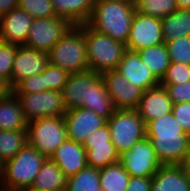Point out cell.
<instances>
[{
  "mask_svg": "<svg viewBox=\"0 0 190 191\" xmlns=\"http://www.w3.org/2000/svg\"><path fill=\"white\" fill-rule=\"evenodd\" d=\"M66 110L80 107L96 112L108 120L115 112L111 96L100 73L86 71L70 74L62 89Z\"/></svg>",
  "mask_w": 190,
  "mask_h": 191,
  "instance_id": "obj_1",
  "label": "cell"
},
{
  "mask_svg": "<svg viewBox=\"0 0 190 191\" xmlns=\"http://www.w3.org/2000/svg\"><path fill=\"white\" fill-rule=\"evenodd\" d=\"M146 138L150 139L163 165H179L186 156L190 135L185 133L172 112L146 124Z\"/></svg>",
  "mask_w": 190,
  "mask_h": 191,
  "instance_id": "obj_2",
  "label": "cell"
},
{
  "mask_svg": "<svg viewBox=\"0 0 190 191\" xmlns=\"http://www.w3.org/2000/svg\"><path fill=\"white\" fill-rule=\"evenodd\" d=\"M135 12V5L126 1L96 0L86 24L126 45Z\"/></svg>",
  "mask_w": 190,
  "mask_h": 191,
  "instance_id": "obj_3",
  "label": "cell"
},
{
  "mask_svg": "<svg viewBox=\"0 0 190 191\" xmlns=\"http://www.w3.org/2000/svg\"><path fill=\"white\" fill-rule=\"evenodd\" d=\"M46 157L28 143L0 171V191H24L31 188Z\"/></svg>",
  "mask_w": 190,
  "mask_h": 191,
  "instance_id": "obj_4",
  "label": "cell"
},
{
  "mask_svg": "<svg viewBox=\"0 0 190 191\" xmlns=\"http://www.w3.org/2000/svg\"><path fill=\"white\" fill-rule=\"evenodd\" d=\"M49 64L69 74L89 71L84 24L73 26L48 52Z\"/></svg>",
  "mask_w": 190,
  "mask_h": 191,
  "instance_id": "obj_5",
  "label": "cell"
},
{
  "mask_svg": "<svg viewBox=\"0 0 190 191\" xmlns=\"http://www.w3.org/2000/svg\"><path fill=\"white\" fill-rule=\"evenodd\" d=\"M84 36L89 70L101 74L108 70L117 69L126 50V45L95 31L87 24H84Z\"/></svg>",
  "mask_w": 190,
  "mask_h": 191,
  "instance_id": "obj_6",
  "label": "cell"
},
{
  "mask_svg": "<svg viewBox=\"0 0 190 191\" xmlns=\"http://www.w3.org/2000/svg\"><path fill=\"white\" fill-rule=\"evenodd\" d=\"M67 139L63 116L44 117L27 125V140L39 153L50 158Z\"/></svg>",
  "mask_w": 190,
  "mask_h": 191,
  "instance_id": "obj_7",
  "label": "cell"
},
{
  "mask_svg": "<svg viewBox=\"0 0 190 191\" xmlns=\"http://www.w3.org/2000/svg\"><path fill=\"white\" fill-rule=\"evenodd\" d=\"M111 142L119 154L146 137V124L136 110H115L107 120Z\"/></svg>",
  "mask_w": 190,
  "mask_h": 191,
  "instance_id": "obj_8",
  "label": "cell"
},
{
  "mask_svg": "<svg viewBox=\"0 0 190 191\" xmlns=\"http://www.w3.org/2000/svg\"><path fill=\"white\" fill-rule=\"evenodd\" d=\"M27 122L44 117L64 116L66 108L62 92L48 90L36 93H15Z\"/></svg>",
  "mask_w": 190,
  "mask_h": 191,
  "instance_id": "obj_9",
  "label": "cell"
},
{
  "mask_svg": "<svg viewBox=\"0 0 190 191\" xmlns=\"http://www.w3.org/2000/svg\"><path fill=\"white\" fill-rule=\"evenodd\" d=\"M73 26L58 16L33 18L25 46L48 53Z\"/></svg>",
  "mask_w": 190,
  "mask_h": 191,
  "instance_id": "obj_10",
  "label": "cell"
},
{
  "mask_svg": "<svg viewBox=\"0 0 190 191\" xmlns=\"http://www.w3.org/2000/svg\"><path fill=\"white\" fill-rule=\"evenodd\" d=\"M119 162L130 176L142 178L152 177L163 165L146 137L120 154Z\"/></svg>",
  "mask_w": 190,
  "mask_h": 191,
  "instance_id": "obj_11",
  "label": "cell"
},
{
  "mask_svg": "<svg viewBox=\"0 0 190 191\" xmlns=\"http://www.w3.org/2000/svg\"><path fill=\"white\" fill-rule=\"evenodd\" d=\"M165 43L161 19L135 12L126 49L139 51L154 45Z\"/></svg>",
  "mask_w": 190,
  "mask_h": 191,
  "instance_id": "obj_12",
  "label": "cell"
},
{
  "mask_svg": "<svg viewBox=\"0 0 190 191\" xmlns=\"http://www.w3.org/2000/svg\"><path fill=\"white\" fill-rule=\"evenodd\" d=\"M106 89L111 96L113 105L117 110H136L143 90L115 70L101 73Z\"/></svg>",
  "mask_w": 190,
  "mask_h": 191,
  "instance_id": "obj_13",
  "label": "cell"
},
{
  "mask_svg": "<svg viewBox=\"0 0 190 191\" xmlns=\"http://www.w3.org/2000/svg\"><path fill=\"white\" fill-rule=\"evenodd\" d=\"M64 117L67 138L83 144L87 137L107 124L96 112L80 107L66 111Z\"/></svg>",
  "mask_w": 190,
  "mask_h": 191,
  "instance_id": "obj_14",
  "label": "cell"
},
{
  "mask_svg": "<svg viewBox=\"0 0 190 191\" xmlns=\"http://www.w3.org/2000/svg\"><path fill=\"white\" fill-rule=\"evenodd\" d=\"M48 65V53L37 51L25 45L17 46L11 74V89L21 80L41 74Z\"/></svg>",
  "mask_w": 190,
  "mask_h": 191,
  "instance_id": "obj_15",
  "label": "cell"
},
{
  "mask_svg": "<svg viewBox=\"0 0 190 191\" xmlns=\"http://www.w3.org/2000/svg\"><path fill=\"white\" fill-rule=\"evenodd\" d=\"M130 84H134L143 91L160 85V81L141 60L137 51L126 49L116 69Z\"/></svg>",
  "mask_w": 190,
  "mask_h": 191,
  "instance_id": "obj_16",
  "label": "cell"
},
{
  "mask_svg": "<svg viewBox=\"0 0 190 191\" xmlns=\"http://www.w3.org/2000/svg\"><path fill=\"white\" fill-rule=\"evenodd\" d=\"M33 18L24 10L13 9L0 17V41L17 46L25 45Z\"/></svg>",
  "mask_w": 190,
  "mask_h": 191,
  "instance_id": "obj_17",
  "label": "cell"
},
{
  "mask_svg": "<svg viewBox=\"0 0 190 191\" xmlns=\"http://www.w3.org/2000/svg\"><path fill=\"white\" fill-rule=\"evenodd\" d=\"M173 103L164 86H157L143 92L136 111L145 124L172 112Z\"/></svg>",
  "mask_w": 190,
  "mask_h": 191,
  "instance_id": "obj_18",
  "label": "cell"
},
{
  "mask_svg": "<svg viewBox=\"0 0 190 191\" xmlns=\"http://www.w3.org/2000/svg\"><path fill=\"white\" fill-rule=\"evenodd\" d=\"M68 178L87 166L83 144L66 139L50 157Z\"/></svg>",
  "mask_w": 190,
  "mask_h": 191,
  "instance_id": "obj_19",
  "label": "cell"
},
{
  "mask_svg": "<svg viewBox=\"0 0 190 191\" xmlns=\"http://www.w3.org/2000/svg\"><path fill=\"white\" fill-rule=\"evenodd\" d=\"M151 191H190V181L179 165H162L152 176Z\"/></svg>",
  "mask_w": 190,
  "mask_h": 191,
  "instance_id": "obj_20",
  "label": "cell"
},
{
  "mask_svg": "<svg viewBox=\"0 0 190 191\" xmlns=\"http://www.w3.org/2000/svg\"><path fill=\"white\" fill-rule=\"evenodd\" d=\"M56 16L74 26L86 24L96 0H51Z\"/></svg>",
  "mask_w": 190,
  "mask_h": 191,
  "instance_id": "obj_21",
  "label": "cell"
},
{
  "mask_svg": "<svg viewBox=\"0 0 190 191\" xmlns=\"http://www.w3.org/2000/svg\"><path fill=\"white\" fill-rule=\"evenodd\" d=\"M27 125L20 101L12 91L0 100V130L27 129Z\"/></svg>",
  "mask_w": 190,
  "mask_h": 191,
  "instance_id": "obj_22",
  "label": "cell"
},
{
  "mask_svg": "<svg viewBox=\"0 0 190 191\" xmlns=\"http://www.w3.org/2000/svg\"><path fill=\"white\" fill-rule=\"evenodd\" d=\"M66 184L65 174L51 158H46L30 189L36 191L65 190Z\"/></svg>",
  "mask_w": 190,
  "mask_h": 191,
  "instance_id": "obj_23",
  "label": "cell"
},
{
  "mask_svg": "<svg viewBox=\"0 0 190 191\" xmlns=\"http://www.w3.org/2000/svg\"><path fill=\"white\" fill-rule=\"evenodd\" d=\"M145 66L161 81L170 66V58L165 43L137 51Z\"/></svg>",
  "mask_w": 190,
  "mask_h": 191,
  "instance_id": "obj_24",
  "label": "cell"
},
{
  "mask_svg": "<svg viewBox=\"0 0 190 191\" xmlns=\"http://www.w3.org/2000/svg\"><path fill=\"white\" fill-rule=\"evenodd\" d=\"M165 42L190 36V9H178L161 19Z\"/></svg>",
  "mask_w": 190,
  "mask_h": 191,
  "instance_id": "obj_25",
  "label": "cell"
},
{
  "mask_svg": "<svg viewBox=\"0 0 190 191\" xmlns=\"http://www.w3.org/2000/svg\"><path fill=\"white\" fill-rule=\"evenodd\" d=\"M86 150L87 166L97 169L119 162L120 154L112 142L83 144Z\"/></svg>",
  "mask_w": 190,
  "mask_h": 191,
  "instance_id": "obj_26",
  "label": "cell"
},
{
  "mask_svg": "<svg viewBox=\"0 0 190 191\" xmlns=\"http://www.w3.org/2000/svg\"><path fill=\"white\" fill-rule=\"evenodd\" d=\"M130 177L120 162L99 169L100 187L104 191H126Z\"/></svg>",
  "mask_w": 190,
  "mask_h": 191,
  "instance_id": "obj_27",
  "label": "cell"
},
{
  "mask_svg": "<svg viewBox=\"0 0 190 191\" xmlns=\"http://www.w3.org/2000/svg\"><path fill=\"white\" fill-rule=\"evenodd\" d=\"M27 143V129L0 130V164L12 159Z\"/></svg>",
  "mask_w": 190,
  "mask_h": 191,
  "instance_id": "obj_28",
  "label": "cell"
},
{
  "mask_svg": "<svg viewBox=\"0 0 190 191\" xmlns=\"http://www.w3.org/2000/svg\"><path fill=\"white\" fill-rule=\"evenodd\" d=\"M65 191H104L100 187L99 169L86 166L68 177Z\"/></svg>",
  "mask_w": 190,
  "mask_h": 191,
  "instance_id": "obj_29",
  "label": "cell"
},
{
  "mask_svg": "<svg viewBox=\"0 0 190 191\" xmlns=\"http://www.w3.org/2000/svg\"><path fill=\"white\" fill-rule=\"evenodd\" d=\"M135 10L159 19L178 10L177 0H137Z\"/></svg>",
  "mask_w": 190,
  "mask_h": 191,
  "instance_id": "obj_30",
  "label": "cell"
},
{
  "mask_svg": "<svg viewBox=\"0 0 190 191\" xmlns=\"http://www.w3.org/2000/svg\"><path fill=\"white\" fill-rule=\"evenodd\" d=\"M171 62L190 66V36L165 42Z\"/></svg>",
  "mask_w": 190,
  "mask_h": 191,
  "instance_id": "obj_31",
  "label": "cell"
},
{
  "mask_svg": "<svg viewBox=\"0 0 190 191\" xmlns=\"http://www.w3.org/2000/svg\"><path fill=\"white\" fill-rule=\"evenodd\" d=\"M18 8L27 12L32 18L56 16L51 0H18Z\"/></svg>",
  "mask_w": 190,
  "mask_h": 191,
  "instance_id": "obj_32",
  "label": "cell"
},
{
  "mask_svg": "<svg viewBox=\"0 0 190 191\" xmlns=\"http://www.w3.org/2000/svg\"><path fill=\"white\" fill-rule=\"evenodd\" d=\"M17 45L0 41V78L9 83L11 87V74Z\"/></svg>",
  "mask_w": 190,
  "mask_h": 191,
  "instance_id": "obj_33",
  "label": "cell"
},
{
  "mask_svg": "<svg viewBox=\"0 0 190 191\" xmlns=\"http://www.w3.org/2000/svg\"><path fill=\"white\" fill-rule=\"evenodd\" d=\"M69 75L67 71L62 70L60 67L49 64L45 69V86H47V91L62 92Z\"/></svg>",
  "mask_w": 190,
  "mask_h": 191,
  "instance_id": "obj_34",
  "label": "cell"
},
{
  "mask_svg": "<svg viewBox=\"0 0 190 191\" xmlns=\"http://www.w3.org/2000/svg\"><path fill=\"white\" fill-rule=\"evenodd\" d=\"M190 81V66L171 62L160 84H182Z\"/></svg>",
  "mask_w": 190,
  "mask_h": 191,
  "instance_id": "obj_35",
  "label": "cell"
},
{
  "mask_svg": "<svg viewBox=\"0 0 190 191\" xmlns=\"http://www.w3.org/2000/svg\"><path fill=\"white\" fill-rule=\"evenodd\" d=\"M14 93H36L47 91L45 86V70L39 75H33L21 80L13 89Z\"/></svg>",
  "mask_w": 190,
  "mask_h": 191,
  "instance_id": "obj_36",
  "label": "cell"
},
{
  "mask_svg": "<svg viewBox=\"0 0 190 191\" xmlns=\"http://www.w3.org/2000/svg\"><path fill=\"white\" fill-rule=\"evenodd\" d=\"M166 89L173 104L190 102V81L182 84H160Z\"/></svg>",
  "mask_w": 190,
  "mask_h": 191,
  "instance_id": "obj_37",
  "label": "cell"
},
{
  "mask_svg": "<svg viewBox=\"0 0 190 191\" xmlns=\"http://www.w3.org/2000/svg\"><path fill=\"white\" fill-rule=\"evenodd\" d=\"M172 114L181 124L185 133L190 135V102L173 104Z\"/></svg>",
  "mask_w": 190,
  "mask_h": 191,
  "instance_id": "obj_38",
  "label": "cell"
},
{
  "mask_svg": "<svg viewBox=\"0 0 190 191\" xmlns=\"http://www.w3.org/2000/svg\"><path fill=\"white\" fill-rule=\"evenodd\" d=\"M106 142H111V134L107 124L90 134L83 144H100Z\"/></svg>",
  "mask_w": 190,
  "mask_h": 191,
  "instance_id": "obj_39",
  "label": "cell"
},
{
  "mask_svg": "<svg viewBox=\"0 0 190 191\" xmlns=\"http://www.w3.org/2000/svg\"><path fill=\"white\" fill-rule=\"evenodd\" d=\"M152 177H133L129 179L126 191H151Z\"/></svg>",
  "mask_w": 190,
  "mask_h": 191,
  "instance_id": "obj_40",
  "label": "cell"
},
{
  "mask_svg": "<svg viewBox=\"0 0 190 191\" xmlns=\"http://www.w3.org/2000/svg\"><path fill=\"white\" fill-rule=\"evenodd\" d=\"M18 8V0H0V17Z\"/></svg>",
  "mask_w": 190,
  "mask_h": 191,
  "instance_id": "obj_41",
  "label": "cell"
},
{
  "mask_svg": "<svg viewBox=\"0 0 190 191\" xmlns=\"http://www.w3.org/2000/svg\"><path fill=\"white\" fill-rule=\"evenodd\" d=\"M182 168L186 178L190 181V143L187 149V153L183 161L179 164Z\"/></svg>",
  "mask_w": 190,
  "mask_h": 191,
  "instance_id": "obj_42",
  "label": "cell"
},
{
  "mask_svg": "<svg viewBox=\"0 0 190 191\" xmlns=\"http://www.w3.org/2000/svg\"><path fill=\"white\" fill-rule=\"evenodd\" d=\"M10 92H12L9 83L0 78V100L5 98Z\"/></svg>",
  "mask_w": 190,
  "mask_h": 191,
  "instance_id": "obj_43",
  "label": "cell"
},
{
  "mask_svg": "<svg viewBox=\"0 0 190 191\" xmlns=\"http://www.w3.org/2000/svg\"><path fill=\"white\" fill-rule=\"evenodd\" d=\"M178 9H190V0H177Z\"/></svg>",
  "mask_w": 190,
  "mask_h": 191,
  "instance_id": "obj_44",
  "label": "cell"
},
{
  "mask_svg": "<svg viewBox=\"0 0 190 191\" xmlns=\"http://www.w3.org/2000/svg\"><path fill=\"white\" fill-rule=\"evenodd\" d=\"M122 1H126V2H129V3H132L133 5L136 4L137 0H122Z\"/></svg>",
  "mask_w": 190,
  "mask_h": 191,
  "instance_id": "obj_45",
  "label": "cell"
},
{
  "mask_svg": "<svg viewBox=\"0 0 190 191\" xmlns=\"http://www.w3.org/2000/svg\"><path fill=\"white\" fill-rule=\"evenodd\" d=\"M24 191H36V190H31L30 188L29 189H26ZM54 191H65V190H54Z\"/></svg>",
  "mask_w": 190,
  "mask_h": 191,
  "instance_id": "obj_46",
  "label": "cell"
}]
</instances>
